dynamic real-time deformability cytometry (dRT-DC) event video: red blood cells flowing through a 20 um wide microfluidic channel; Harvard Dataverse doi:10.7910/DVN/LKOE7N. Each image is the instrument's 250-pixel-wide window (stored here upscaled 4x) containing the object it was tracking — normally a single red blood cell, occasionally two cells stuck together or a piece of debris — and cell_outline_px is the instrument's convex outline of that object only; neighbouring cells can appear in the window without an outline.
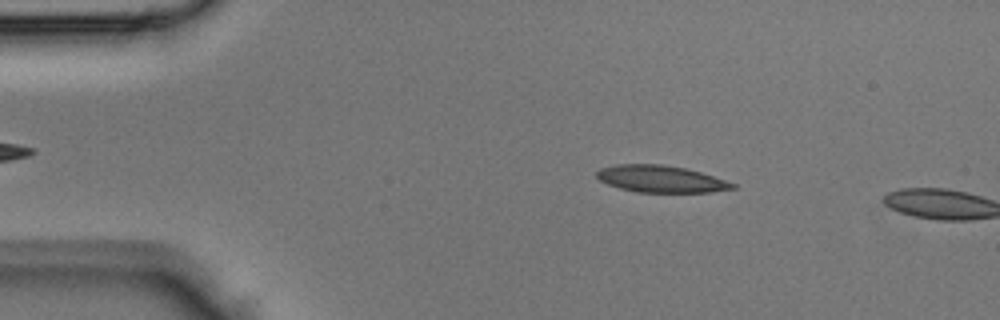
{"species": "Egyptian fruit bat (a non-hibernating species)", "species_latin": "Rousettus aegyptiacus", "temperature_condition": "room temperature", "stored_images_in_passage": 7, "camera_frame_rate_fps": 3000, "um_per_image_px": 0.085, "animal": {"sex": "male"}, "frame": {"image": 1, "passage_image": 6, "time_ms": 1.667, "image_size_px": [1000, 320], "cell_outline_px": [[736, 188], [708, 192], [636, 192], [620, 188], [608, 184], [600, 180], [596, 176], [596, 172], [600, 168], [616, 164], [660, 164], [684, 168], [700, 172], [736, 184]], "centroid_in_image_um": [56.13, 15.21], "position_along_channel_um": 28.9, "area_um2": 21.1}}